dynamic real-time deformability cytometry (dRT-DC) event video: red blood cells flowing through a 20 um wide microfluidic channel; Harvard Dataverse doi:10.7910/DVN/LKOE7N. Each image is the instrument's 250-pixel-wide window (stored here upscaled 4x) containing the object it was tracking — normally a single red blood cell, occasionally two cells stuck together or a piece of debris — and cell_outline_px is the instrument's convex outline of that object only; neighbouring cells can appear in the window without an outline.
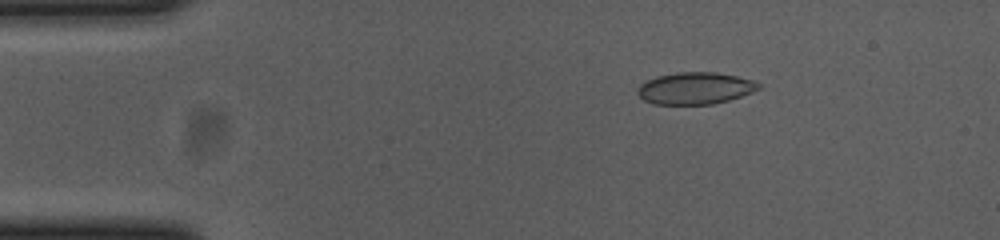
{"species": "common noctule bat (a hibernating species)", "species_latin": "Nyctalus noctula", "temperature_condition": "cold", "stored_images_in_passage": 50, "camera_frame_rate_fps": 3000, "um_per_image_px": 0.085, "animal": {"sex": "female", "body_mass_g": 23.0, "forearm_length_mm": 53.4}, "frame": {"image": 1, "passage_image": 9, "time_ms": 2.667, "image_size_px": [1000, 240], "cell_outline_px": [[760, 88], [752, 92], [728, 100], [712, 104], [652, 104], [644, 100], [636, 92], [640, 84], [656, 76], [676, 72], [716, 72], [736, 76], [752, 80], [760, 84]], "centroid_in_image_um": [59.06, 7.5], "position_along_channel_um": 25.9, "area_um2": 22.43}}
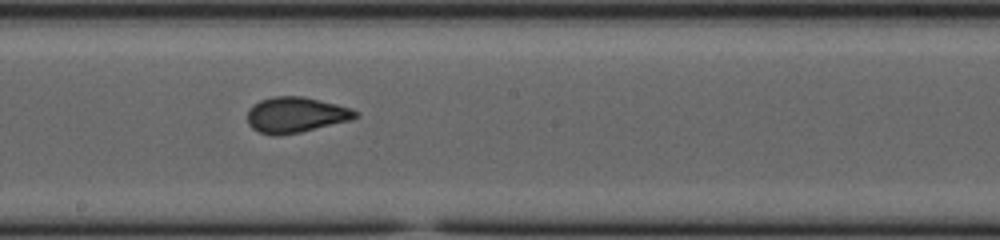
{"frame": {"image": 2, "passage_image": 30, "time_ms": 9.667, "image_size_px": [1000, 240], "cell_outline_px": [[360, 116], [352, 120], [300, 132], [280, 136], [272, 136], [260, 132], [252, 128], [248, 124], [248, 108], [252, 104], [260, 100], [272, 96], [304, 96], [352, 108], [360, 112]], "centroid_in_image_um": [25.16, 9.76], "position_along_channel_um": 223.0, "area_um2": 22.77}}
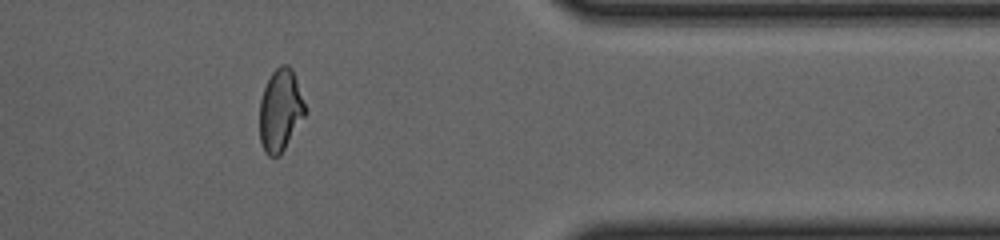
{"frame": {"image": 3, "passage_image": 45, "time_ms": 14.667, "image_size_px": [1000, 240], "cell_outline_px": [[304, 116], [280, 156], [268, 156], [264, 152], [260, 144], [260, 100], [264, 88], [272, 72], [280, 64], [288, 64], [292, 68], [304, 104]], "centroid_in_image_um": [23.79, 9.39], "position_along_channel_um": 387.6, "area_um2": 21.5}}